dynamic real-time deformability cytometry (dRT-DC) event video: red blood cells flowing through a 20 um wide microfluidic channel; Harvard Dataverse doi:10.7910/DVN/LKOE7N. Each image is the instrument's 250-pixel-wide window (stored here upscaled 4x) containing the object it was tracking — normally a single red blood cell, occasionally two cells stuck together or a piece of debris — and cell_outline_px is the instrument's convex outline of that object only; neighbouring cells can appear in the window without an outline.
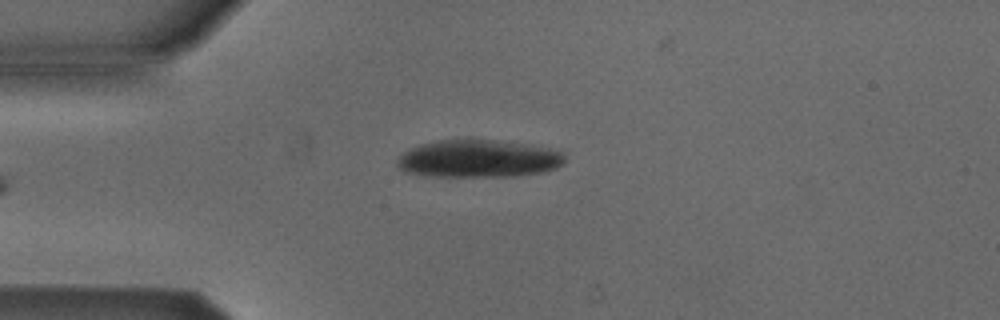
{"species": "Egyptian fruit bat (a non-hibernating species)", "species_latin": "Rousettus aegyptiacus", "temperature_condition": "cold", "stored_images_in_passage": 6, "camera_frame_rate_fps": 3000, "um_per_image_px": 0.085, "animal": {"sex": "male"}, "frame": {"image": 1, "passage_image": 6, "time_ms": 6.0, "image_size_px": [1000, 320], "cell_outline_px": [[564, 164], [556, 168], [544, 172], [516, 176], [428, 176], [404, 172], [396, 164], [396, 160], [400, 152], [420, 144], [440, 140], [488, 140], [524, 144], [548, 148], [564, 152]], "centroid_in_image_um": [40.63, 13.5], "position_along_channel_um": 44.4, "area_um2": 36.76}}